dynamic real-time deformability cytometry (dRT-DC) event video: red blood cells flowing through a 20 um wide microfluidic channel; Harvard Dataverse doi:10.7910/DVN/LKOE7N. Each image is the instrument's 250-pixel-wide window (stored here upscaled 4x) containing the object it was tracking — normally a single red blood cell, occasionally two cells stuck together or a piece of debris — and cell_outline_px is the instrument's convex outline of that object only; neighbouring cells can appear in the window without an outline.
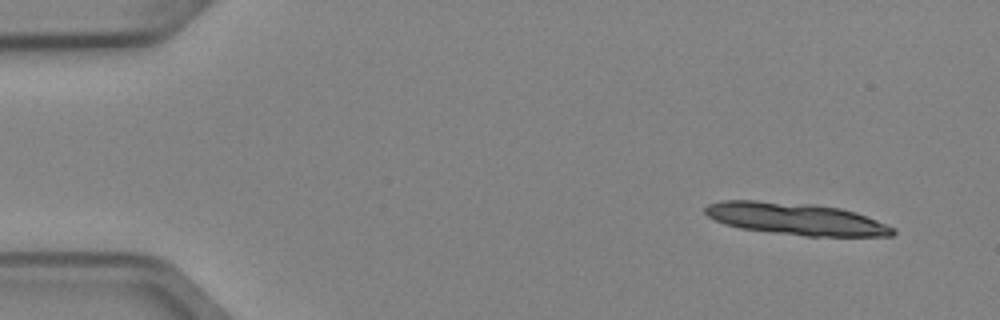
{"species": "Egyptian fruit bat (a non-hibernating species)", "species_latin": "Rousettus aegyptiacus", "temperature_condition": "cold", "stored_images_in_passage": 4, "camera_frame_rate_fps": 3000, "um_per_image_px": 0.085, "animal": {"sex": "female"}, "frame": {"image": 1, "passage_image": 1, "time_ms": 0.0, "image_size_px": [1000, 320], "cell_outline_px": [[896, 232], [892, 236], [804, 236], [740, 228], [724, 224], [708, 216], [704, 212], [704, 208], [708, 204], [720, 200], [756, 200], [812, 204], [840, 208], [856, 212], [896, 228]], "centroid_in_image_um": [67.65, 18.6], "position_along_channel_um": 17.4, "area_um2": 35.08}}